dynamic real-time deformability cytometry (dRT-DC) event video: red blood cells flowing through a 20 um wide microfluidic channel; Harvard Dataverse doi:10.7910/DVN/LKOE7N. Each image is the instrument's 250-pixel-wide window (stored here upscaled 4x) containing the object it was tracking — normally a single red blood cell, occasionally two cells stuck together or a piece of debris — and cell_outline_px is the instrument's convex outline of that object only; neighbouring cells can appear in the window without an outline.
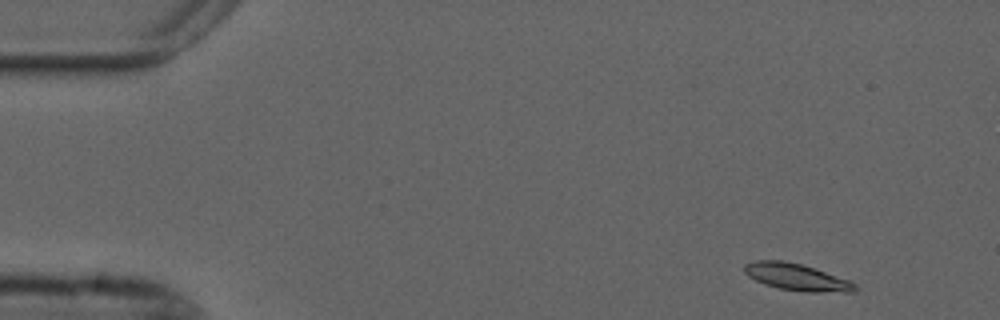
{"species": "common noctule bat (a hibernating species)", "species_latin": "Nyctalus noctula", "temperature_condition": "cold", "stored_images_in_passage": 53, "camera_frame_rate_fps": 3000, "um_per_image_px": 0.085, "animal": {"sex": "male", "forearm_length_mm": 52.5}, "frame": {"image": 1, "passage_image": 2, "time_ms": 0.333, "image_size_px": [1000, 320], "cell_outline_px": [[856, 292], [808, 292], [780, 288], [764, 284], [748, 276], [744, 272], [744, 264], [756, 260], [784, 260], [800, 264], [848, 280], [856, 284]], "centroid_in_image_um": [67.68, 23.55], "position_along_channel_um": 17.3, "area_um2": 17.05}}
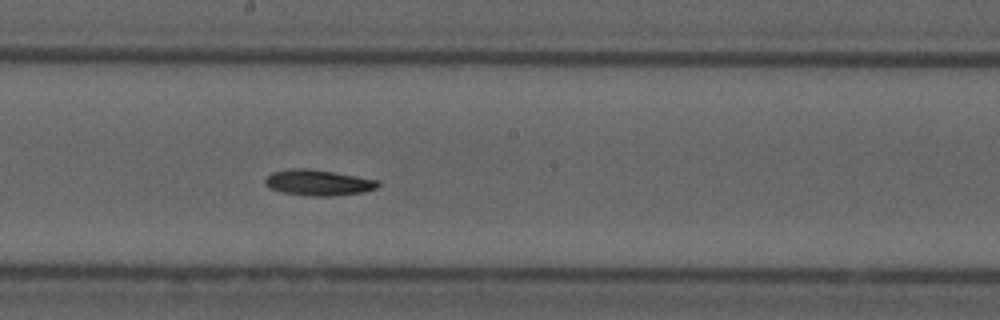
{"frame": {"image": 2, "passage_image": 27, "time_ms": 8.667, "image_size_px": [1000, 320], "cell_outline_px": [[380, 184], [376, 188], [364, 192], [332, 196], [312, 196], [284, 192], [272, 188], [264, 184], [264, 180], [272, 172], [292, 168], [308, 168], [380, 180]], "centroid_in_image_um": [27.08, 15.52], "position_along_channel_um": 221.1, "area_um2": 16.82}}
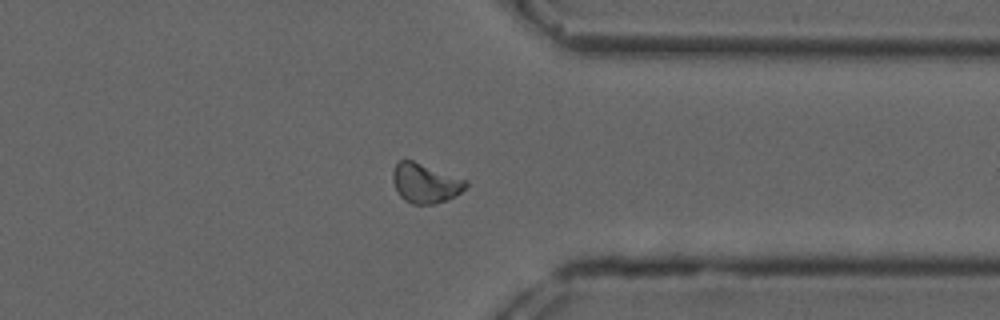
{"frame": {"image": 3, "passage_image": 40, "time_ms": 13.0, "image_size_px": [1000, 320], "cell_outline_px": [[468, 184], [456, 196], [432, 204], [412, 204], [404, 200], [400, 196], [392, 180], [392, 172], [396, 164], [400, 160], [412, 160], [468, 180]], "centroid_in_image_um": [36.14, 15.56], "position_along_channel_um": 375.3, "area_um2": 16.7}}